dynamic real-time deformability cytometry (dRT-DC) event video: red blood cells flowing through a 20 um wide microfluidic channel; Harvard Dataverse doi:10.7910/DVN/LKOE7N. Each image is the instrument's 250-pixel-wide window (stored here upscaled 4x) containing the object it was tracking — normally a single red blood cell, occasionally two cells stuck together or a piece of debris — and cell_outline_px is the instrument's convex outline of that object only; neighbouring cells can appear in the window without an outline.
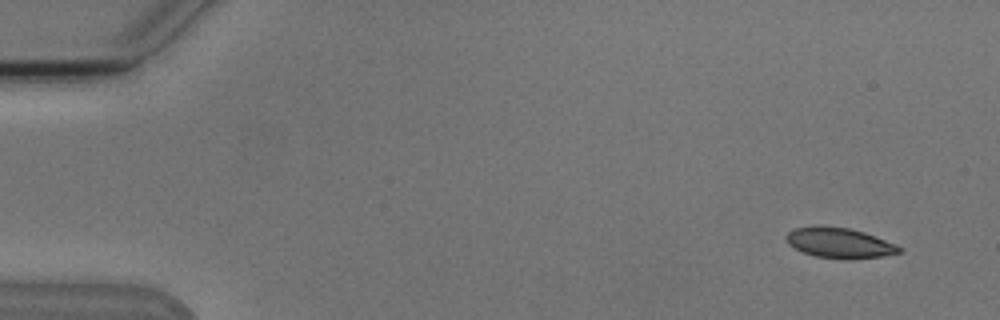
{"species": "Egyptian fruit bat (a non-hibernating species)", "species_latin": "Rousettus aegyptiacus", "temperature_condition": "cold", "stored_images_in_passage": 6, "camera_frame_rate_fps": 3000, "um_per_image_px": 0.085, "animal": {"sex": "male"}, "frame": {"image": 1, "passage_image": 1, "time_ms": 0.0, "image_size_px": [1000, 320], "cell_outline_px": [[904, 252], [880, 256], [848, 260], [816, 256], [804, 252], [788, 244], [784, 236], [788, 232], [796, 228], [816, 224], [824, 224], [848, 228], [864, 232], [896, 244], [904, 248]], "centroid_in_image_um": [71.36, 20.63], "position_along_channel_um": 13.6, "area_um2": 20.29}}